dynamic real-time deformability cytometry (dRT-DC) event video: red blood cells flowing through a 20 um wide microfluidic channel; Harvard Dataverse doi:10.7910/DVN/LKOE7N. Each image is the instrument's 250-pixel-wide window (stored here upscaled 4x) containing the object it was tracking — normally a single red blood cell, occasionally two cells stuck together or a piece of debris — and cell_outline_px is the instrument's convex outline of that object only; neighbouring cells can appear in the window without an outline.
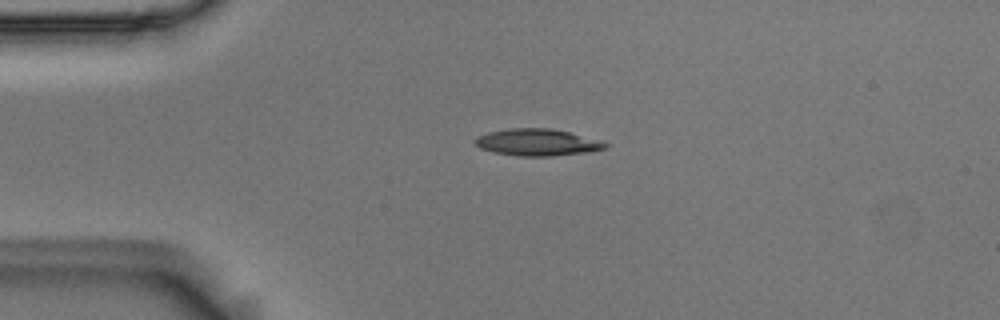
{"species": "Egyptian fruit bat (a non-hibernating species)", "species_latin": "Rousettus aegyptiacus", "temperature_condition": "room temperature", "stored_images_in_passage": 2, "camera_frame_rate_fps": 3000, "um_per_image_px": 0.085, "animal": {"sex": "male"}, "frame": {"image": 1, "passage_image": 1, "time_ms": 0.0, "image_size_px": [1000, 320], "cell_outline_px": [[612, 144], [608, 148], [592, 152], [552, 156], [520, 156], [496, 152], [480, 148], [472, 140], [476, 136], [488, 132], [508, 128], [552, 128], [604, 140]], "centroid_in_image_um": [45.77, 12.09], "position_along_channel_um": 39.2, "area_um2": 20.87}}